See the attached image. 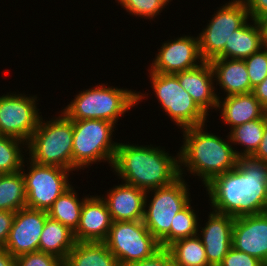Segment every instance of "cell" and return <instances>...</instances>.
I'll return each mask as SVG.
<instances>
[{
    "label": "cell",
    "mask_w": 267,
    "mask_h": 266,
    "mask_svg": "<svg viewBox=\"0 0 267 266\" xmlns=\"http://www.w3.org/2000/svg\"><path fill=\"white\" fill-rule=\"evenodd\" d=\"M145 96V93L131 89L100 84L79 91L62 112L71 120L101 119L118 125L119 117L143 101Z\"/></svg>",
    "instance_id": "obj_4"
},
{
    "label": "cell",
    "mask_w": 267,
    "mask_h": 266,
    "mask_svg": "<svg viewBox=\"0 0 267 266\" xmlns=\"http://www.w3.org/2000/svg\"><path fill=\"white\" fill-rule=\"evenodd\" d=\"M189 202L174 216L170 227V244L176 240L195 236L198 234L199 218Z\"/></svg>",
    "instance_id": "obj_30"
},
{
    "label": "cell",
    "mask_w": 267,
    "mask_h": 266,
    "mask_svg": "<svg viewBox=\"0 0 267 266\" xmlns=\"http://www.w3.org/2000/svg\"><path fill=\"white\" fill-rule=\"evenodd\" d=\"M26 143L20 139L0 134V173L9 174L22 169ZM25 152L22 151V148Z\"/></svg>",
    "instance_id": "obj_29"
},
{
    "label": "cell",
    "mask_w": 267,
    "mask_h": 266,
    "mask_svg": "<svg viewBox=\"0 0 267 266\" xmlns=\"http://www.w3.org/2000/svg\"><path fill=\"white\" fill-rule=\"evenodd\" d=\"M77 195L75 188L71 186L54 201L52 207L47 211L50 218L59 221L72 231L78 227L83 202L88 197L85 196L79 200Z\"/></svg>",
    "instance_id": "obj_25"
},
{
    "label": "cell",
    "mask_w": 267,
    "mask_h": 266,
    "mask_svg": "<svg viewBox=\"0 0 267 266\" xmlns=\"http://www.w3.org/2000/svg\"><path fill=\"white\" fill-rule=\"evenodd\" d=\"M188 186L180 176L170 185L146 191L143 222L162 248L170 245V227L174 216L191 202ZM149 193L154 194L150 201L147 199Z\"/></svg>",
    "instance_id": "obj_7"
},
{
    "label": "cell",
    "mask_w": 267,
    "mask_h": 266,
    "mask_svg": "<svg viewBox=\"0 0 267 266\" xmlns=\"http://www.w3.org/2000/svg\"><path fill=\"white\" fill-rule=\"evenodd\" d=\"M265 128V118H259L232 128L229 138L232 144L241 145L242 151H237V157H251L257 150Z\"/></svg>",
    "instance_id": "obj_28"
},
{
    "label": "cell",
    "mask_w": 267,
    "mask_h": 266,
    "mask_svg": "<svg viewBox=\"0 0 267 266\" xmlns=\"http://www.w3.org/2000/svg\"><path fill=\"white\" fill-rule=\"evenodd\" d=\"M103 242L117 260L125 264L149 258L161 248L143 220L113 221Z\"/></svg>",
    "instance_id": "obj_9"
},
{
    "label": "cell",
    "mask_w": 267,
    "mask_h": 266,
    "mask_svg": "<svg viewBox=\"0 0 267 266\" xmlns=\"http://www.w3.org/2000/svg\"><path fill=\"white\" fill-rule=\"evenodd\" d=\"M118 266H135L134 264L118 263Z\"/></svg>",
    "instance_id": "obj_42"
},
{
    "label": "cell",
    "mask_w": 267,
    "mask_h": 266,
    "mask_svg": "<svg viewBox=\"0 0 267 266\" xmlns=\"http://www.w3.org/2000/svg\"><path fill=\"white\" fill-rule=\"evenodd\" d=\"M58 117L45 122L41 117L26 150L28 160L40 165L57 166L73 171V120L62 111Z\"/></svg>",
    "instance_id": "obj_5"
},
{
    "label": "cell",
    "mask_w": 267,
    "mask_h": 266,
    "mask_svg": "<svg viewBox=\"0 0 267 266\" xmlns=\"http://www.w3.org/2000/svg\"><path fill=\"white\" fill-rule=\"evenodd\" d=\"M150 64V71L176 74L198 67L204 61L199 52L198 37L183 35L165 41Z\"/></svg>",
    "instance_id": "obj_13"
},
{
    "label": "cell",
    "mask_w": 267,
    "mask_h": 266,
    "mask_svg": "<svg viewBox=\"0 0 267 266\" xmlns=\"http://www.w3.org/2000/svg\"><path fill=\"white\" fill-rule=\"evenodd\" d=\"M251 158L267 163V115L265 117V128L263 131L262 140L256 152L251 156Z\"/></svg>",
    "instance_id": "obj_38"
},
{
    "label": "cell",
    "mask_w": 267,
    "mask_h": 266,
    "mask_svg": "<svg viewBox=\"0 0 267 266\" xmlns=\"http://www.w3.org/2000/svg\"><path fill=\"white\" fill-rule=\"evenodd\" d=\"M25 162L29 164L26 173ZM21 171L25 180L26 207L30 209L48 211L54 201L72 185L68 182L69 172L72 171L65 168L40 165L26 159Z\"/></svg>",
    "instance_id": "obj_11"
},
{
    "label": "cell",
    "mask_w": 267,
    "mask_h": 266,
    "mask_svg": "<svg viewBox=\"0 0 267 266\" xmlns=\"http://www.w3.org/2000/svg\"><path fill=\"white\" fill-rule=\"evenodd\" d=\"M252 93L259 100L261 105L267 110V77L253 88Z\"/></svg>",
    "instance_id": "obj_39"
},
{
    "label": "cell",
    "mask_w": 267,
    "mask_h": 266,
    "mask_svg": "<svg viewBox=\"0 0 267 266\" xmlns=\"http://www.w3.org/2000/svg\"><path fill=\"white\" fill-rule=\"evenodd\" d=\"M248 10L243 0H231L221 6L207 27L199 33V52L203 61L210 62L215 58H223V49L232 33L239 29L248 19Z\"/></svg>",
    "instance_id": "obj_10"
},
{
    "label": "cell",
    "mask_w": 267,
    "mask_h": 266,
    "mask_svg": "<svg viewBox=\"0 0 267 266\" xmlns=\"http://www.w3.org/2000/svg\"><path fill=\"white\" fill-rule=\"evenodd\" d=\"M37 98L14 92L0 96V134L27 143L41 118Z\"/></svg>",
    "instance_id": "obj_12"
},
{
    "label": "cell",
    "mask_w": 267,
    "mask_h": 266,
    "mask_svg": "<svg viewBox=\"0 0 267 266\" xmlns=\"http://www.w3.org/2000/svg\"><path fill=\"white\" fill-rule=\"evenodd\" d=\"M14 216L15 212L0 210V248H4L7 242Z\"/></svg>",
    "instance_id": "obj_36"
},
{
    "label": "cell",
    "mask_w": 267,
    "mask_h": 266,
    "mask_svg": "<svg viewBox=\"0 0 267 266\" xmlns=\"http://www.w3.org/2000/svg\"><path fill=\"white\" fill-rule=\"evenodd\" d=\"M151 86L164 113L180 129L200 126L207 121V115L197 106L190 94L180 85L174 74H161L148 69Z\"/></svg>",
    "instance_id": "obj_8"
},
{
    "label": "cell",
    "mask_w": 267,
    "mask_h": 266,
    "mask_svg": "<svg viewBox=\"0 0 267 266\" xmlns=\"http://www.w3.org/2000/svg\"><path fill=\"white\" fill-rule=\"evenodd\" d=\"M215 82L226 96L251 93V83L244 60L215 58L210 61Z\"/></svg>",
    "instance_id": "obj_21"
},
{
    "label": "cell",
    "mask_w": 267,
    "mask_h": 266,
    "mask_svg": "<svg viewBox=\"0 0 267 266\" xmlns=\"http://www.w3.org/2000/svg\"><path fill=\"white\" fill-rule=\"evenodd\" d=\"M130 15L154 19L172 0H116Z\"/></svg>",
    "instance_id": "obj_31"
},
{
    "label": "cell",
    "mask_w": 267,
    "mask_h": 266,
    "mask_svg": "<svg viewBox=\"0 0 267 266\" xmlns=\"http://www.w3.org/2000/svg\"><path fill=\"white\" fill-rule=\"evenodd\" d=\"M217 110H221L222 121L231 125L230 130L246 122L265 118L267 115V110L252 92L225 96L222 101L218 98Z\"/></svg>",
    "instance_id": "obj_20"
},
{
    "label": "cell",
    "mask_w": 267,
    "mask_h": 266,
    "mask_svg": "<svg viewBox=\"0 0 267 266\" xmlns=\"http://www.w3.org/2000/svg\"><path fill=\"white\" fill-rule=\"evenodd\" d=\"M208 216V221L204 224V227H200V224L198 225L197 235L205 247L208 263L211 266H218L232 247L235 218L213 210ZM199 228L202 229L199 230Z\"/></svg>",
    "instance_id": "obj_16"
},
{
    "label": "cell",
    "mask_w": 267,
    "mask_h": 266,
    "mask_svg": "<svg viewBox=\"0 0 267 266\" xmlns=\"http://www.w3.org/2000/svg\"><path fill=\"white\" fill-rule=\"evenodd\" d=\"M244 61L252 92L253 88L267 77V47H262L259 51L244 59Z\"/></svg>",
    "instance_id": "obj_32"
},
{
    "label": "cell",
    "mask_w": 267,
    "mask_h": 266,
    "mask_svg": "<svg viewBox=\"0 0 267 266\" xmlns=\"http://www.w3.org/2000/svg\"><path fill=\"white\" fill-rule=\"evenodd\" d=\"M248 19L232 33L223 49V58L244 60L264 47L263 32L259 21Z\"/></svg>",
    "instance_id": "obj_22"
},
{
    "label": "cell",
    "mask_w": 267,
    "mask_h": 266,
    "mask_svg": "<svg viewBox=\"0 0 267 266\" xmlns=\"http://www.w3.org/2000/svg\"><path fill=\"white\" fill-rule=\"evenodd\" d=\"M76 244L74 231L49 216L39 241V251L54 255L63 262Z\"/></svg>",
    "instance_id": "obj_23"
},
{
    "label": "cell",
    "mask_w": 267,
    "mask_h": 266,
    "mask_svg": "<svg viewBox=\"0 0 267 266\" xmlns=\"http://www.w3.org/2000/svg\"><path fill=\"white\" fill-rule=\"evenodd\" d=\"M115 126L101 119L73 120V171L99 161L112 167L118 147L112 141Z\"/></svg>",
    "instance_id": "obj_6"
},
{
    "label": "cell",
    "mask_w": 267,
    "mask_h": 266,
    "mask_svg": "<svg viewBox=\"0 0 267 266\" xmlns=\"http://www.w3.org/2000/svg\"><path fill=\"white\" fill-rule=\"evenodd\" d=\"M204 187L215 212L234 218L267 212V163L240 157L235 168Z\"/></svg>",
    "instance_id": "obj_1"
},
{
    "label": "cell",
    "mask_w": 267,
    "mask_h": 266,
    "mask_svg": "<svg viewBox=\"0 0 267 266\" xmlns=\"http://www.w3.org/2000/svg\"><path fill=\"white\" fill-rule=\"evenodd\" d=\"M26 207L25 180L22 171L0 176V210L17 212Z\"/></svg>",
    "instance_id": "obj_27"
},
{
    "label": "cell",
    "mask_w": 267,
    "mask_h": 266,
    "mask_svg": "<svg viewBox=\"0 0 267 266\" xmlns=\"http://www.w3.org/2000/svg\"><path fill=\"white\" fill-rule=\"evenodd\" d=\"M250 19L259 21L267 16V0H243Z\"/></svg>",
    "instance_id": "obj_37"
},
{
    "label": "cell",
    "mask_w": 267,
    "mask_h": 266,
    "mask_svg": "<svg viewBox=\"0 0 267 266\" xmlns=\"http://www.w3.org/2000/svg\"><path fill=\"white\" fill-rule=\"evenodd\" d=\"M167 249L171 252L175 266H211L198 235L176 240Z\"/></svg>",
    "instance_id": "obj_26"
},
{
    "label": "cell",
    "mask_w": 267,
    "mask_h": 266,
    "mask_svg": "<svg viewBox=\"0 0 267 266\" xmlns=\"http://www.w3.org/2000/svg\"><path fill=\"white\" fill-rule=\"evenodd\" d=\"M180 85L190 94L197 106L209 116L208 111L217 110L218 95L215 92V77L210 62L204 61L198 67L174 74Z\"/></svg>",
    "instance_id": "obj_18"
},
{
    "label": "cell",
    "mask_w": 267,
    "mask_h": 266,
    "mask_svg": "<svg viewBox=\"0 0 267 266\" xmlns=\"http://www.w3.org/2000/svg\"><path fill=\"white\" fill-rule=\"evenodd\" d=\"M0 266H16V257H13L5 248H0Z\"/></svg>",
    "instance_id": "obj_40"
},
{
    "label": "cell",
    "mask_w": 267,
    "mask_h": 266,
    "mask_svg": "<svg viewBox=\"0 0 267 266\" xmlns=\"http://www.w3.org/2000/svg\"><path fill=\"white\" fill-rule=\"evenodd\" d=\"M135 266H175L171 252L160 248L151 257L134 263Z\"/></svg>",
    "instance_id": "obj_35"
},
{
    "label": "cell",
    "mask_w": 267,
    "mask_h": 266,
    "mask_svg": "<svg viewBox=\"0 0 267 266\" xmlns=\"http://www.w3.org/2000/svg\"><path fill=\"white\" fill-rule=\"evenodd\" d=\"M146 191L133 185L122 184L107 190L106 202L113 221H137L144 218Z\"/></svg>",
    "instance_id": "obj_19"
},
{
    "label": "cell",
    "mask_w": 267,
    "mask_h": 266,
    "mask_svg": "<svg viewBox=\"0 0 267 266\" xmlns=\"http://www.w3.org/2000/svg\"><path fill=\"white\" fill-rule=\"evenodd\" d=\"M47 217V211L27 207L15 212L4 248L13 257L39 251L40 236Z\"/></svg>",
    "instance_id": "obj_14"
},
{
    "label": "cell",
    "mask_w": 267,
    "mask_h": 266,
    "mask_svg": "<svg viewBox=\"0 0 267 266\" xmlns=\"http://www.w3.org/2000/svg\"><path fill=\"white\" fill-rule=\"evenodd\" d=\"M205 126L182 129L183 145L178 151L180 176L184 177L186 169L188 173L199 176L204 186L214 177L235 168L238 160L237 150L233 148L229 135L225 141L218 135L206 132Z\"/></svg>",
    "instance_id": "obj_3"
},
{
    "label": "cell",
    "mask_w": 267,
    "mask_h": 266,
    "mask_svg": "<svg viewBox=\"0 0 267 266\" xmlns=\"http://www.w3.org/2000/svg\"><path fill=\"white\" fill-rule=\"evenodd\" d=\"M232 247L267 266V212L235 218Z\"/></svg>",
    "instance_id": "obj_15"
},
{
    "label": "cell",
    "mask_w": 267,
    "mask_h": 266,
    "mask_svg": "<svg viewBox=\"0 0 267 266\" xmlns=\"http://www.w3.org/2000/svg\"><path fill=\"white\" fill-rule=\"evenodd\" d=\"M169 155L160 146L118 143L111 168L122 182L149 191L170 185L180 177L179 153Z\"/></svg>",
    "instance_id": "obj_2"
},
{
    "label": "cell",
    "mask_w": 267,
    "mask_h": 266,
    "mask_svg": "<svg viewBox=\"0 0 267 266\" xmlns=\"http://www.w3.org/2000/svg\"><path fill=\"white\" fill-rule=\"evenodd\" d=\"M84 200L80 221L74 231L76 242H103L113 223L106 202L100 196H90Z\"/></svg>",
    "instance_id": "obj_17"
},
{
    "label": "cell",
    "mask_w": 267,
    "mask_h": 266,
    "mask_svg": "<svg viewBox=\"0 0 267 266\" xmlns=\"http://www.w3.org/2000/svg\"><path fill=\"white\" fill-rule=\"evenodd\" d=\"M263 32L264 46L267 47V16L259 20Z\"/></svg>",
    "instance_id": "obj_41"
},
{
    "label": "cell",
    "mask_w": 267,
    "mask_h": 266,
    "mask_svg": "<svg viewBox=\"0 0 267 266\" xmlns=\"http://www.w3.org/2000/svg\"><path fill=\"white\" fill-rule=\"evenodd\" d=\"M218 266H265L257 258L233 247L229 250Z\"/></svg>",
    "instance_id": "obj_34"
},
{
    "label": "cell",
    "mask_w": 267,
    "mask_h": 266,
    "mask_svg": "<svg viewBox=\"0 0 267 266\" xmlns=\"http://www.w3.org/2000/svg\"><path fill=\"white\" fill-rule=\"evenodd\" d=\"M119 261L104 242H76L63 266H118Z\"/></svg>",
    "instance_id": "obj_24"
},
{
    "label": "cell",
    "mask_w": 267,
    "mask_h": 266,
    "mask_svg": "<svg viewBox=\"0 0 267 266\" xmlns=\"http://www.w3.org/2000/svg\"><path fill=\"white\" fill-rule=\"evenodd\" d=\"M16 266H63V261L54 255L36 251L17 256Z\"/></svg>",
    "instance_id": "obj_33"
}]
</instances>
